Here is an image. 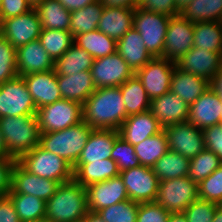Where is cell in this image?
I'll return each instance as SVG.
<instances>
[{"label":"cell","instance_id":"1","mask_svg":"<svg viewBox=\"0 0 222 222\" xmlns=\"http://www.w3.org/2000/svg\"><path fill=\"white\" fill-rule=\"evenodd\" d=\"M127 117L120 86L96 88L82 104V120L93 129L118 131Z\"/></svg>","mask_w":222,"mask_h":222},{"label":"cell","instance_id":"2","mask_svg":"<svg viewBox=\"0 0 222 222\" xmlns=\"http://www.w3.org/2000/svg\"><path fill=\"white\" fill-rule=\"evenodd\" d=\"M88 212L86 189L73 179L61 183L46 202L45 217L52 222H80Z\"/></svg>","mask_w":222,"mask_h":222},{"label":"cell","instance_id":"3","mask_svg":"<svg viewBox=\"0 0 222 222\" xmlns=\"http://www.w3.org/2000/svg\"><path fill=\"white\" fill-rule=\"evenodd\" d=\"M0 130L8 154L19 159L40 145V129L36 115L0 117Z\"/></svg>","mask_w":222,"mask_h":222},{"label":"cell","instance_id":"4","mask_svg":"<svg viewBox=\"0 0 222 222\" xmlns=\"http://www.w3.org/2000/svg\"><path fill=\"white\" fill-rule=\"evenodd\" d=\"M92 130L93 128L82 120L64 130L40 133V146L62 157L74 167Z\"/></svg>","mask_w":222,"mask_h":222},{"label":"cell","instance_id":"5","mask_svg":"<svg viewBox=\"0 0 222 222\" xmlns=\"http://www.w3.org/2000/svg\"><path fill=\"white\" fill-rule=\"evenodd\" d=\"M17 162L29 173L61 183L73 180V167L62 157L37 145Z\"/></svg>","mask_w":222,"mask_h":222},{"label":"cell","instance_id":"6","mask_svg":"<svg viewBox=\"0 0 222 222\" xmlns=\"http://www.w3.org/2000/svg\"><path fill=\"white\" fill-rule=\"evenodd\" d=\"M170 21V16L148 12L139 8L134 10L133 28H135L147 51L154 57H163L165 36Z\"/></svg>","mask_w":222,"mask_h":222},{"label":"cell","instance_id":"7","mask_svg":"<svg viewBox=\"0 0 222 222\" xmlns=\"http://www.w3.org/2000/svg\"><path fill=\"white\" fill-rule=\"evenodd\" d=\"M198 198V183L187 176L160 181L155 202L170 213H183Z\"/></svg>","mask_w":222,"mask_h":222},{"label":"cell","instance_id":"8","mask_svg":"<svg viewBox=\"0 0 222 222\" xmlns=\"http://www.w3.org/2000/svg\"><path fill=\"white\" fill-rule=\"evenodd\" d=\"M40 133L60 131L82 121V105L76 101L60 99L37 109Z\"/></svg>","mask_w":222,"mask_h":222},{"label":"cell","instance_id":"9","mask_svg":"<svg viewBox=\"0 0 222 222\" xmlns=\"http://www.w3.org/2000/svg\"><path fill=\"white\" fill-rule=\"evenodd\" d=\"M37 108L22 76L0 84V117L36 115Z\"/></svg>","mask_w":222,"mask_h":222},{"label":"cell","instance_id":"10","mask_svg":"<svg viewBox=\"0 0 222 222\" xmlns=\"http://www.w3.org/2000/svg\"><path fill=\"white\" fill-rule=\"evenodd\" d=\"M130 200L138 203L155 202L160 180L152 168L139 165L120 172Z\"/></svg>","mask_w":222,"mask_h":222},{"label":"cell","instance_id":"11","mask_svg":"<svg viewBox=\"0 0 222 222\" xmlns=\"http://www.w3.org/2000/svg\"><path fill=\"white\" fill-rule=\"evenodd\" d=\"M41 30L40 18L34 7L24 14L0 22V34L16 49L39 39Z\"/></svg>","mask_w":222,"mask_h":222},{"label":"cell","instance_id":"12","mask_svg":"<svg viewBox=\"0 0 222 222\" xmlns=\"http://www.w3.org/2000/svg\"><path fill=\"white\" fill-rule=\"evenodd\" d=\"M175 62L163 57H154L135 72L148 97L152 100L170 91V83Z\"/></svg>","mask_w":222,"mask_h":222},{"label":"cell","instance_id":"13","mask_svg":"<svg viewBox=\"0 0 222 222\" xmlns=\"http://www.w3.org/2000/svg\"><path fill=\"white\" fill-rule=\"evenodd\" d=\"M90 71L96 88L120 86L135 74L117 51L95 59Z\"/></svg>","mask_w":222,"mask_h":222},{"label":"cell","instance_id":"14","mask_svg":"<svg viewBox=\"0 0 222 222\" xmlns=\"http://www.w3.org/2000/svg\"><path fill=\"white\" fill-rule=\"evenodd\" d=\"M168 149L189 159L196 157L204 149L202 130L189 122L177 123L163 128Z\"/></svg>","mask_w":222,"mask_h":222},{"label":"cell","instance_id":"15","mask_svg":"<svg viewBox=\"0 0 222 222\" xmlns=\"http://www.w3.org/2000/svg\"><path fill=\"white\" fill-rule=\"evenodd\" d=\"M194 22L181 15L171 16L168 24L163 58L176 62L193 47Z\"/></svg>","mask_w":222,"mask_h":222},{"label":"cell","instance_id":"16","mask_svg":"<svg viewBox=\"0 0 222 222\" xmlns=\"http://www.w3.org/2000/svg\"><path fill=\"white\" fill-rule=\"evenodd\" d=\"M59 186V182L29 173L16 162L12 171L11 190L8 194H30L47 202Z\"/></svg>","mask_w":222,"mask_h":222},{"label":"cell","instance_id":"17","mask_svg":"<svg viewBox=\"0 0 222 222\" xmlns=\"http://www.w3.org/2000/svg\"><path fill=\"white\" fill-rule=\"evenodd\" d=\"M90 212L128 200V193L120 175L85 187Z\"/></svg>","mask_w":222,"mask_h":222},{"label":"cell","instance_id":"18","mask_svg":"<svg viewBox=\"0 0 222 222\" xmlns=\"http://www.w3.org/2000/svg\"><path fill=\"white\" fill-rule=\"evenodd\" d=\"M175 65L181 71L193 73L210 82L222 67V53L192 47L175 62Z\"/></svg>","mask_w":222,"mask_h":222},{"label":"cell","instance_id":"19","mask_svg":"<svg viewBox=\"0 0 222 222\" xmlns=\"http://www.w3.org/2000/svg\"><path fill=\"white\" fill-rule=\"evenodd\" d=\"M222 99L209 87L189 106L187 122L203 130L221 124Z\"/></svg>","mask_w":222,"mask_h":222},{"label":"cell","instance_id":"20","mask_svg":"<svg viewBox=\"0 0 222 222\" xmlns=\"http://www.w3.org/2000/svg\"><path fill=\"white\" fill-rule=\"evenodd\" d=\"M22 77L37 109L62 99L54 69L30 73Z\"/></svg>","mask_w":222,"mask_h":222},{"label":"cell","instance_id":"21","mask_svg":"<svg viewBox=\"0 0 222 222\" xmlns=\"http://www.w3.org/2000/svg\"><path fill=\"white\" fill-rule=\"evenodd\" d=\"M150 111L162 128L187 122L189 105L178 95L167 92L151 100Z\"/></svg>","mask_w":222,"mask_h":222},{"label":"cell","instance_id":"22","mask_svg":"<svg viewBox=\"0 0 222 222\" xmlns=\"http://www.w3.org/2000/svg\"><path fill=\"white\" fill-rule=\"evenodd\" d=\"M163 128L150 110L128 116L118 129L119 136L131 145L157 135Z\"/></svg>","mask_w":222,"mask_h":222},{"label":"cell","instance_id":"23","mask_svg":"<svg viewBox=\"0 0 222 222\" xmlns=\"http://www.w3.org/2000/svg\"><path fill=\"white\" fill-rule=\"evenodd\" d=\"M18 76L54 69V60L41 45L39 39L16 49Z\"/></svg>","mask_w":222,"mask_h":222},{"label":"cell","instance_id":"24","mask_svg":"<svg viewBox=\"0 0 222 222\" xmlns=\"http://www.w3.org/2000/svg\"><path fill=\"white\" fill-rule=\"evenodd\" d=\"M119 132L114 129H93L82 153L73 167V172L81 165L111 158L112 148Z\"/></svg>","mask_w":222,"mask_h":222},{"label":"cell","instance_id":"25","mask_svg":"<svg viewBox=\"0 0 222 222\" xmlns=\"http://www.w3.org/2000/svg\"><path fill=\"white\" fill-rule=\"evenodd\" d=\"M135 8L104 6L97 29L118 41L132 27Z\"/></svg>","mask_w":222,"mask_h":222},{"label":"cell","instance_id":"26","mask_svg":"<svg viewBox=\"0 0 222 222\" xmlns=\"http://www.w3.org/2000/svg\"><path fill=\"white\" fill-rule=\"evenodd\" d=\"M57 83L62 99L76 101L81 105L96 89L90 70L67 76L57 75Z\"/></svg>","mask_w":222,"mask_h":222},{"label":"cell","instance_id":"27","mask_svg":"<svg viewBox=\"0 0 222 222\" xmlns=\"http://www.w3.org/2000/svg\"><path fill=\"white\" fill-rule=\"evenodd\" d=\"M117 52L134 73L153 59L139 32L133 27L117 41Z\"/></svg>","mask_w":222,"mask_h":222},{"label":"cell","instance_id":"28","mask_svg":"<svg viewBox=\"0 0 222 222\" xmlns=\"http://www.w3.org/2000/svg\"><path fill=\"white\" fill-rule=\"evenodd\" d=\"M208 80L198 77L193 73L181 71L176 66L172 74L170 92L178 95L189 106L197 100L208 88Z\"/></svg>","mask_w":222,"mask_h":222},{"label":"cell","instance_id":"29","mask_svg":"<svg viewBox=\"0 0 222 222\" xmlns=\"http://www.w3.org/2000/svg\"><path fill=\"white\" fill-rule=\"evenodd\" d=\"M120 174L117 163L111 158L81 164L74 172L73 179L84 187L105 181Z\"/></svg>","mask_w":222,"mask_h":222},{"label":"cell","instance_id":"30","mask_svg":"<svg viewBox=\"0 0 222 222\" xmlns=\"http://www.w3.org/2000/svg\"><path fill=\"white\" fill-rule=\"evenodd\" d=\"M41 22V29L69 31L71 12L58 0H45L35 7Z\"/></svg>","mask_w":222,"mask_h":222},{"label":"cell","instance_id":"31","mask_svg":"<svg viewBox=\"0 0 222 222\" xmlns=\"http://www.w3.org/2000/svg\"><path fill=\"white\" fill-rule=\"evenodd\" d=\"M94 58L83 48L72 44L69 49L54 63L56 75H72L90 70Z\"/></svg>","mask_w":222,"mask_h":222},{"label":"cell","instance_id":"32","mask_svg":"<svg viewBox=\"0 0 222 222\" xmlns=\"http://www.w3.org/2000/svg\"><path fill=\"white\" fill-rule=\"evenodd\" d=\"M120 89L127 116L150 110L151 99L135 74L120 85Z\"/></svg>","mask_w":222,"mask_h":222},{"label":"cell","instance_id":"33","mask_svg":"<svg viewBox=\"0 0 222 222\" xmlns=\"http://www.w3.org/2000/svg\"><path fill=\"white\" fill-rule=\"evenodd\" d=\"M74 44L86 50L94 59L109 56L117 51V41L98 29L73 37Z\"/></svg>","mask_w":222,"mask_h":222},{"label":"cell","instance_id":"34","mask_svg":"<svg viewBox=\"0 0 222 222\" xmlns=\"http://www.w3.org/2000/svg\"><path fill=\"white\" fill-rule=\"evenodd\" d=\"M190 159L178 152L168 150L152 167L160 181L187 177L189 175Z\"/></svg>","mask_w":222,"mask_h":222},{"label":"cell","instance_id":"35","mask_svg":"<svg viewBox=\"0 0 222 222\" xmlns=\"http://www.w3.org/2000/svg\"><path fill=\"white\" fill-rule=\"evenodd\" d=\"M193 47L222 53V24L219 21L194 22Z\"/></svg>","mask_w":222,"mask_h":222},{"label":"cell","instance_id":"36","mask_svg":"<svg viewBox=\"0 0 222 222\" xmlns=\"http://www.w3.org/2000/svg\"><path fill=\"white\" fill-rule=\"evenodd\" d=\"M103 9V3L98 0L79 10L72 11L69 27L72 36L97 30Z\"/></svg>","mask_w":222,"mask_h":222},{"label":"cell","instance_id":"37","mask_svg":"<svg viewBox=\"0 0 222 222\" xmlns=\"http://www.w3.org/2000/svg\"><path fill=\"white\" fill-rule=\"evenodd\" d=\"M134 150L140 165L152 168L169 150L164 130L134 145Z\"/></svg>","mask_w":222,"mask_h":222},{"label":"cell","instance_id":"38","mask_svg":"<svg viewBox=\"0 0 222 222\" xmlns=\"http://www.w3.org/2000/svg\"><path fill=\"white\" fill-rule=\"evenodd\" d=\"M222 13V0H193L180 11L190 22L218 21Z\"/></svg>","mask_w":222,"mask_h":222},{"label":"cell","instance_id":"39","mask_svg":"<svg viewBox=\"0 0 222 222\" xmlns=\"http://www.w3.org/2000/svg\"><path fill=\"white\" fill-rule=\"evenodd\" d=\"M14 203L20 222H30L45 217L46 202L30 194H8Z\"/></svg>","mask_w":222,"mask_h":222},{"label":"cell","instance_id":"40","mask_svg":"<svg viewBox=\"0 0 222 222\" xmlns=\"http://www.w3.org/2000/svg\"><path fill=\"white\" fill-rule=\"evenodd\" d=\"M39 41L54 62L74 43L70 31L52 29L41 30Z\"/></svg>","mask_w":222,"mask_h":222},{"label":"cell","instance_id":"41","mask_svg":"<svg viewBox=\"0 0 222 222\" xmlns=\"http://www.w3.org/2000/svg\"><path fill=\"white\" fill-rule=\"evenodd\" d=\"M222 161L210 150L204 149L196 157L190 159V169L188 178L196 183L210 176Z\"/></svg>","mask_w":222,"mask_h":222},{"label":"cell","instance_id":"42","mask_svg":"<svg viewBox=\"0 0 222 222\" xmlns=\"http://www.w3.org/2000/svg\"><path fill=\"white\" fill-rule=\"evenodd\" d=\"M138 206V202L128 199L103 208L97 213L106 222H136Z\"/></svg>","mask_w":222,"mask_h":222},{"label":"cell","instance_id":"43","mask_svg":"<svg viewBox=\"0 0 222 222\" xmlns=\"http://www.w3.org/2000/svg\"><path fill=\"white\" fill-rule=\"evenodd\" d=\"M17 76L16 48L0 34V84Z\"/></svg>","mask_w":222,"mask_h":222},{"label":"cell","instance_id":"44","mask_svg":"<svg viewBox=\"0 0 222 222\" xmlns=\"http://www.w3.org/2000/svg\"><path fill=\"white\" fill-rule=\"evenodd\" d=\"M111 159L117 163L120 172L140 165L134 146L120 136L115 139Z\"/></svg>","mask_w":222,"mask_h":222},{"label":"cell","instance_id":"45","mask_svg":"<svg viewBox=\"0 0 222 222\" xmlns=\"http://www.w3.org/2000/svg\"><path fill=\"white\" fill-rule=\"evenodd\" d=\"M199 199L220 204L222 202V164L198 184Z\"/></svg>","mask_w":222,"mask_h":222},{"label":"cell","instance_id":"46","mask_svg":"<svg viewBox=\"0 0 222 222\" xmlns=\"http://www.w3.org/2000/svg\"><path fill=\"white\" fill-rule=\"evenodd\" d=\"M218 205L198 198L184 210L183 214L188 222H212Z\"/></svg>","mask_w":222,"mask_h":222},{"label":"cell","instance_id":"47","mask_svg":"<svg viewBox=\"0 0 222 222\" xmlns=\"http://www.w3.org/2000/svg\"><path fill=\"white\" fill-rule=\"evenodd\" d=\"M170 214L156 202L139 203L136 222H168Z\"/></svg>","mask_w":222,"mask_h":222},{"label":"cell","instance_id":"48","mask_svg":"<svg viewBox=\"0 0 222 222\" xmlns=\"http://www.w3.org/2000/svg\"><path fill=\"white\" fill-rule=\"evenodd\" d=\"M138 7L148 12H156L170 17L180 15L175 0H139Z\"/></svg>","mask_w":222,"mask_h":222},{"label":"cell","instance_id":"49","mask_svg":"<svg viewBox=\"0 0 222 222\" xmlns=\"http://www.w3.org/2000/svg\"><path fill=\"white\" fill-rule=\"evenodd\" d=\"M205 149L212 151L222 161V124L202 130Z\"/></svg>","mask_w":222,"mask_h":222},{"label":"cell","instance_id":"50","mask_svg":"<svg viewBox=\"0 0 222 222\" xmlns=\"http://www.w3.org/2000/svg\"><path fill=\"white\" fill-rule=\"evenodd\" d=\"M32 8L33 6L28 0H2L0 4V22L3 19L24 14Z\"/></svg>","mask_w":222,"mask_h":222},{"label":"cell","instance_id":"51","mask_svg":"<svg viewBox=\"0 0 222 222\" xmlns=\"http://www.w3.org/2000/svg\"><path fill=\"white\" fill-rule=\"evenodd\" d=\"M17 159L0 157V196H6L11 190L12 171Z\"/></svg>","mask_w":222,"mask_h":222},{"label":"cell","instance_id":"52","mask_svg":"<svg viewBox=\"0 0 222 222\" xmlns=\"http://www.w3.org/2000/svg\"><path fill=\"white\" fill-rule=\"evenodd\" d=\"M0 222H20L11 198L0 196Z\"/></svg>","mask_w":222,"mask_h":222},{"label":"cell","instance_id":"53","mask_svg":"<svg viewBox=\"0 0 222 222\" xmlns=\"http://www.w3.org/2000/svg\"><path fill=\"white\" fill-rule=\"evenodd\" d=\"M68 11L79 10L86 5L92 4L98 0H58Z\"/></svg>","mask_w":222,"mask_h":222},{"label":"cell","instance_id":"54","mask_svg":"<svg viewBox=\"0 0 222 222\" xmlns=\"http://www.w3.org/2000/svg\"><path fill=\"white\" fill-rule=\"evenodd\" d=\"M104 6L109 7H126L136 8L138 6L137 0H100Z\"/></svg>","mask_w":222,"mask_h":222},{"label":"cell","instance_id":"55","mask_svg":"<svg viewBox=\"0 0 222 222\" xmlns=\"http://www.w3.org/2000/svg\"><path fill=\"white\" fill-rule=\"evenodd\" d=\"M210 88L222 99V67L211 79Z\"/></svg>","mask_w":222,"mask_h":222},{"label":"cell","instance_id":"56","mask_svg":"<svg viewBox=\"0 0 222 222\" xmlns=\"http://www.w3.org/2000/svg\"><path fill=\"white\" fill-rule=\"evenodd\" d=\"M80 222H106L98 213L88 212Z\"/></svg>","mask_w":222,"mask_h":222},{"label":"cell","instance_id":"57","mask_svg":"<svg viewBox=\"0 0 222 222\" xmlns=\"http://www.w3.org/2000/svg\"><path fill=\"white\" fill-rule=\"evenodd\" d=\"M168 222H188V220L183 213H171Z\"/></svg>","mask_w":222,"mask_h":222},{"label":"cell","instance_id":"58","mask_svg":"<svg viewBox=\"0 0 222 222\" xmlns=\"http://www.w3.org/2000/svg\"><path fill=\"white\" fill-rule=\"evenodd\" d=\"M0 157L1 158H12L6 150V146H5V143H4V138H3V135L1 133V130H0Z\"/></svg>","mask_w":222,"mask_h":222},{"label":"cell","instance_id":"59","mask_svg":"<svg viewBox=\"0 0 222 222\" xmlns=\"http://www.w3.org/2000/svg\"><path fill=\"white\" fill-rule=\"evenodd\" d=\"M212 222H222V206H217Z\"/></svg>","mask_w":222,"mask_h":222},{"label":"cell","instance_id":"60","mask_svg":"<svg viewBox=\"0 0 222 222\" xmlns=\"http://www.w3.org/2000/svg\"><path fill=\"white\" fill-rule=\"evenodd\" d=\"M193 0H175L177 9L181 11L184 9L187 5H189Z\"/></svg>","mask_w":222,"mask_h":222},{"label":"cell","instance_id":"61","mask_svg":"<svg viewBox=\"0 0 222 222\" xmlns=\"http://www.w3.org/2000/svg\"><path fill=\"white\" fill-rule=\"evenodd\" d=\"M45 0H28V2L35 7L38 3L43 2Z\"/></svg>","mask_w":222,"mask_h":222},{"label":"cell","instance_id":"62","mask_svg":"<svg viewBox=\"0 0 222 222\" xmlns=\"http://www.w3.org/2000/svg\"><path fill=\"white\" fill-rule=\"evenodd\" d=\"M30 222H52L50 219L46 218V217H43V218H40L38 220H33V221H30Z\"/></svg>","mask_w":222,"mask_h":222},{"label":"cell","instance_id":"63","mask_svg":"<svg viewBox=\"0 0 222 222\" xmlns=\"http://www.w3.org/2000/svg\"><path fill=\"white\" fill-rule=\"evenodd\" d=\"M218 21L222 24V13H221Z\"/></svg>","mask_w":222,"mask_h":222}]
</instances>
